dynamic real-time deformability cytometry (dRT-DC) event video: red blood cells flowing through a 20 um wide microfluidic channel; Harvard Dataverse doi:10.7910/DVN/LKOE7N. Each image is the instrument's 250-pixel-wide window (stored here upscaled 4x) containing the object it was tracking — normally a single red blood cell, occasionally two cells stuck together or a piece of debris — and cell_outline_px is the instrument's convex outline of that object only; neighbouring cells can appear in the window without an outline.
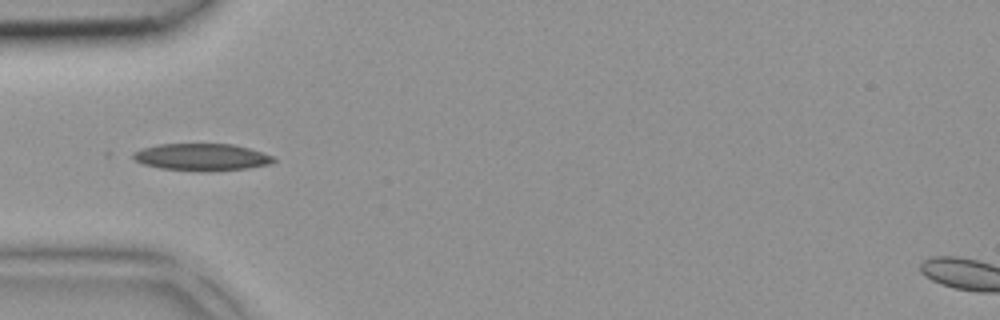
{"species": "common noctule bat (a hibernating species)", "species_latin": "Nyctalus noctula", "temperature_condition": "room temperature", "stored_images_in_passage": 22, "camera_frame_rate_fps": 3000, "um_per_image_px": 0.085, "animal": {"sex": "female", "body_mass_g": 18.4}, "frame": {"image": 1, "passage_image": 4, "time_ms": 1.0, "image_size_px": [1000, 320], "cell_outline_px": [[276, 160], [272, 164], [248, 168], [208, 172], [200, 172], [160, 168], [144, 164], [136, 160], [132, 156], [132, 152], [156, 144], [232, 144], [248, 148], [272, 156]], "centroid_in_image_um": [17.14, 13.36], "position_along_channel_um": 67.9, "area_um2": 22.25}}